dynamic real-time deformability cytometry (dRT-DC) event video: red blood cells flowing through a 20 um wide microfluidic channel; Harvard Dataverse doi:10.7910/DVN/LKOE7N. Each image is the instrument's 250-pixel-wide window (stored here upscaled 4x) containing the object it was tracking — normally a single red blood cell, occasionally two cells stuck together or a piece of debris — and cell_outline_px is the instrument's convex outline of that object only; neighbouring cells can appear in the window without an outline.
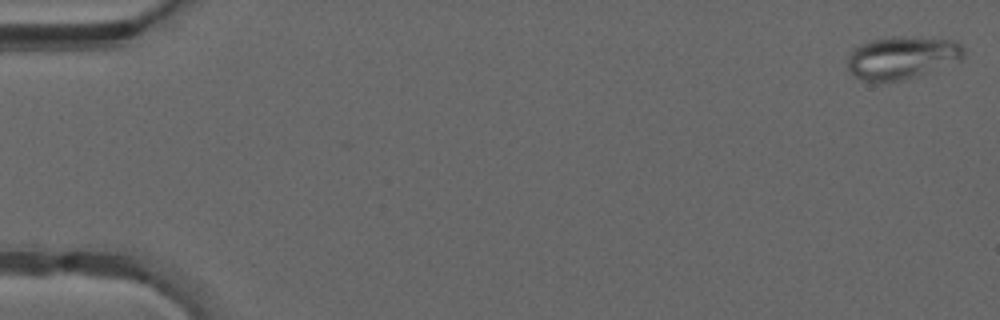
{"species": "common noctule bat (a hibernating species)", "species_latin": "Nyctalus noctula", "temperature_condition": "warm", "stored_images_in_passage": 49, "camera_frame_rate_fps": 3000, "um_per_image_px": 0.085, "animal": {"sex": "male", "forearm_length_mm": 52.5}, "frame": {"image": 1, "passage_image": 1, "time_ms": 0.0, "image_size_px": [1000, 320], "cell_outline_px": [[964, 56], [960, 60], [900, 80], [864, 80], [856, 76], [848, 68], [848, 52], [852, 48], [868, 40], [892, 36], [904, 36], [956, 40], [964, 48]], "centroid_in_image_um": [76.64, 4.84], "position_along_channel_um": 8.4, "area_um2": 28.44}}
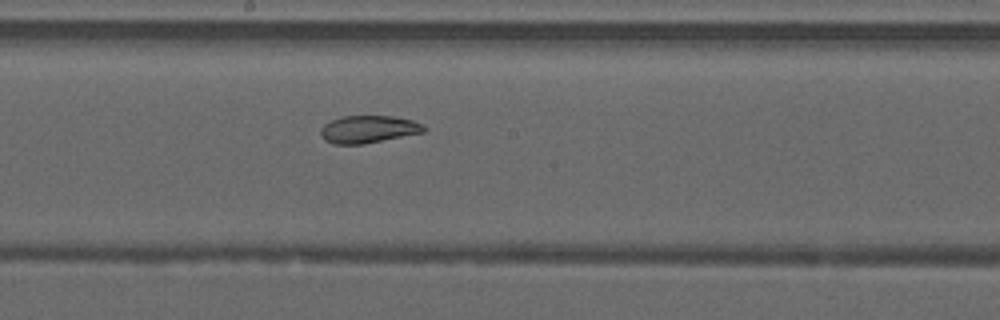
{"frame": {"image": 2, "passage_image": 27, "time_ms": 8.667, "image_size_px": [1000, 320], "cell_outline_px": [[428, 128], [424, 132], [364, 144], [336, 144], [324, 140], [320, 136], [320, 128], [324, 124], [332, 120], [344, 116], [392, 116], [412, 120], [424, 124]], "centroid_in_image_um": [31.32, 10.99], "position_along_channel_um": 216.9, "area_um2": 16.59}}
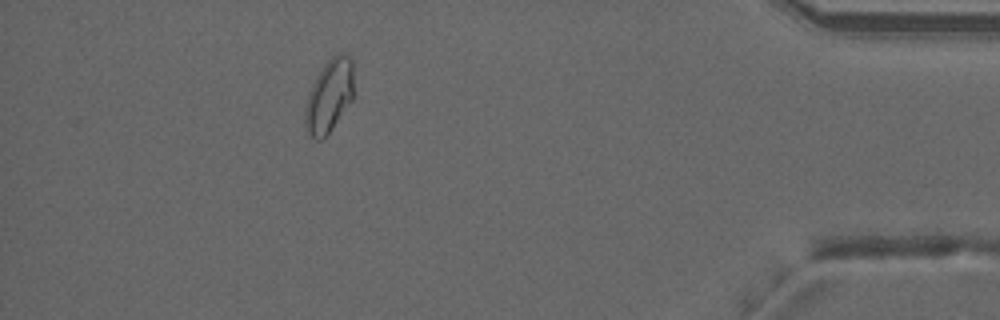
{"frame": {"image": 3, "passage_image": 44, "time_ms": 14.333, "image_size_px": [1000, 320], "cell_outline_px": [[352, 100], [332, 128], [320, 140], [316, 140], [304, 132], [304, 108], [308, 92], [316, 76], [324, 64], [336, 52], [344, 52], [352, 60]], "centroid_in_image_um": [27.93, 8.15], "position_along_channel_um": 407.3, "area_um2": 20.87}, "authors_computed_cell_mechanics": {"area_um2": 20.9814, "velocity_mm_per_s": 4.2104, "shape_relaxation_time_tau1_ms": null, "shape_relaxation_time_tau2_ms": 2.061, "deformation_change_tau1": null, "deformation_change_tau2": 0.0701}}